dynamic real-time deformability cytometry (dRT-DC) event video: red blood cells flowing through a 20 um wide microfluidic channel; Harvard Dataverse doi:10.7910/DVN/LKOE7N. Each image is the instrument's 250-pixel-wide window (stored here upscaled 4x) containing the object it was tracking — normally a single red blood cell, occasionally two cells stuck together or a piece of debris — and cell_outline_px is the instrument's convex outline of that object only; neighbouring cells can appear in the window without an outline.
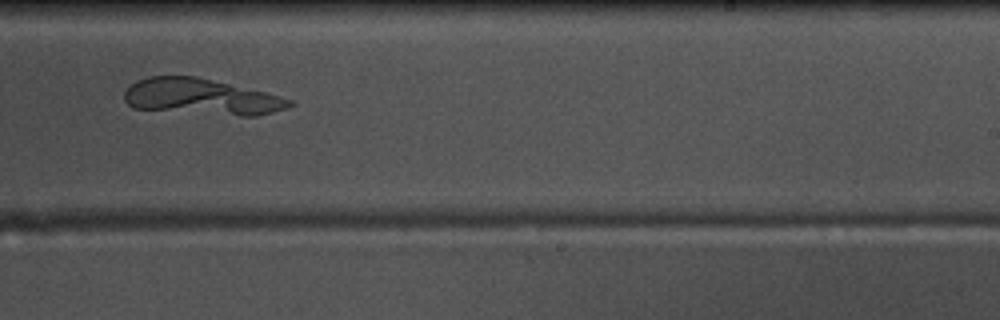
{"species": "common noctule bat (a hibernating species)", "species_latin": "Nyctalus noctula", "temperature_condition": "warm", "stored_images_in_passage": 45, "segment_of_instrument_passage": [2, 2], "camera_frame_rate_fps": 3000, "um_per_image_px": 0.085, "animal": {"sex": "male", "body_mass_g": 17.5, "forearm_length_mm": 52.3}, "frame": {"image": 1, "passage_image": 34, "time_ms": 11.0, "image_size_px": [1000, 320], "cell_outline_px": [[296, 104], [272, 112], [256, 116], [240, 116], [132, 108], [124, 100], [124, 92], [136, 80], [148, 76], [196, 76], [264, 92], [292, 100]], "centroid_in_image_um": [17.08, 8.23], "position_along_channel_um": 271.9, "area_um2": 34.51}}